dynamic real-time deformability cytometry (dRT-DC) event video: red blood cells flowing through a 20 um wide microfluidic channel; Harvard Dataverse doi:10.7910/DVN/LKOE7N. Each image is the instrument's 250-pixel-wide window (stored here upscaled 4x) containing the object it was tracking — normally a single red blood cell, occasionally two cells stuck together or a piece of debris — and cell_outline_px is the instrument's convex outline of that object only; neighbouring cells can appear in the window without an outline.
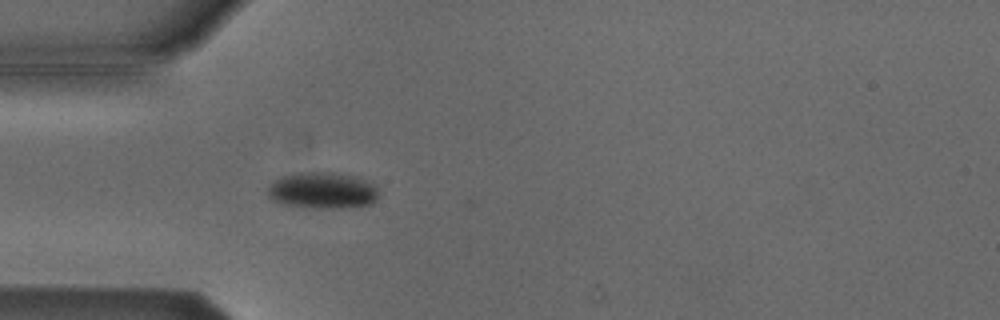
{"species": "Egyptian fruit bat (a non-hibernating species)", "species_latin": "Rousettus aegyptiacus", "temperature_condition": "cold", "stored_images_in_passage": 41, "camera_frame_rate_fps": 3000, "um_per_image_px": 0.085, "animal": {"sex": "male"}, "frame": {"image": 1, "passage_image": 9, "time_ms": 2.667, "image_size_px": [1000, 320], "cell_outline_px": [[376, 200], [372, 204], [348, 208], [316, 208], [284, 204], [272, 200], [268, 196], [268, 184], [280, 176], [300, 172], [332, 172], [352, 176], [364, 180], [372, 184], [376, 188]], "centroid_in_image_um": [27.36, 16.19], "position_along_channel_um": 57.6, "area_um2": 23.52}}
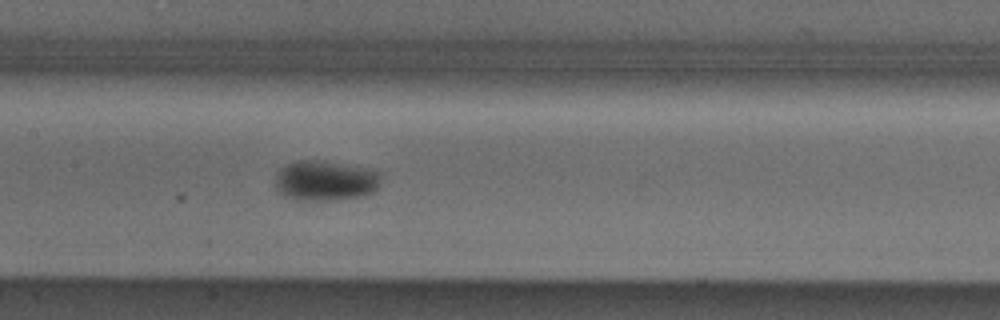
{"frame": {"image": 2, "passage_image": 19, "time_ms": 6.0, "image_size_px": [1000, 320], "cell_outline_px": [[380, 180], [376, 188], [372, 192], [364, 196], [324, 200], [296, 200], [284, 196], [276, 188], [276, 172], [284, 164], [296, 160], [320, 160], [364, 168], [380, 172]], "centroid_in_image_um": [27.59, 15.34], "position_along_channel_um": 179.8, "area_um2": 24.68}}
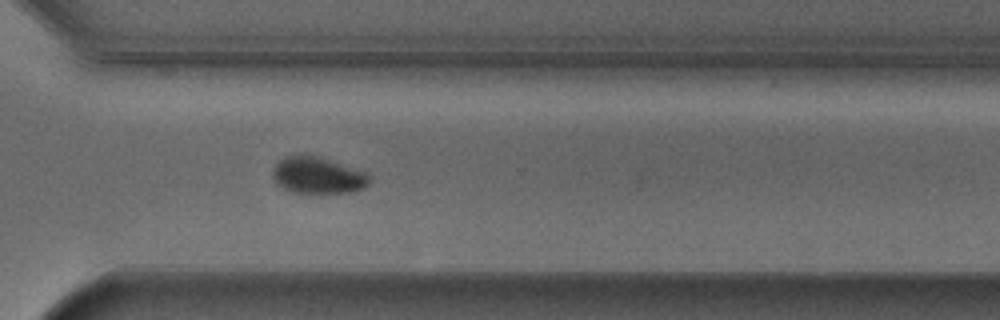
{"frame": {"image": 3, "passage_image": 32, "time_ms": 10.333, "image_size_px": [1000, 320], "cell_outline_px": [[372, 176], [368, 184], [364, 188], [352, 192], [292, 192], [276, 184], [272, 176], [272, 168], [280, 160], [288, 156], [304, 152], [320, 156], [368, 172]], "centroid_in_image_um": [27.02, 14.86], "position_along_channel_um": 343.6, "area_um2": 21.1}, "authors_computed_cell_mechanics": {"area_um2": 22.3686, "velocity_mm_per_s": 3.7875, "shape_relaxation_time_tau1_ms": 1.7089, "shape_relaxation_time_tau2_ms": null, "deformation_change_tau1": 0.0751, "deformation_change_tau2": null}}